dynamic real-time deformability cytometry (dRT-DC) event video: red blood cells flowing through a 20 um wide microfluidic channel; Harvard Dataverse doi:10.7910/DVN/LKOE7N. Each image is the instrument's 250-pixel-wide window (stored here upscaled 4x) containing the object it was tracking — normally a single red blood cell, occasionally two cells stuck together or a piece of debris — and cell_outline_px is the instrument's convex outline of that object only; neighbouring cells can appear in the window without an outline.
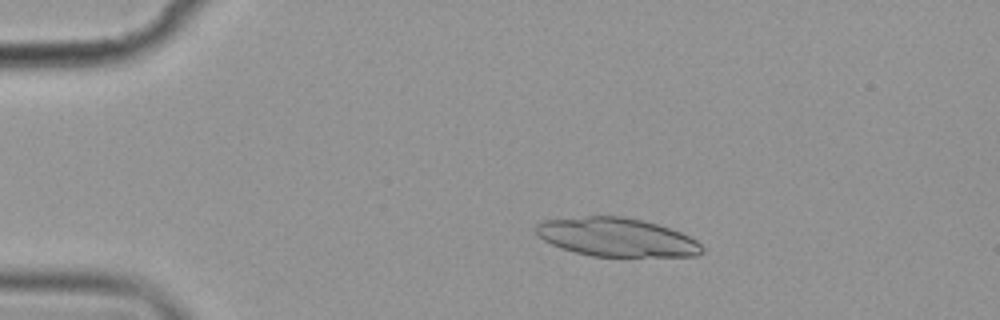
{"species": "common noctule bat (a hibernating species)", "species_latin": "Nyctalus noctula", "temperature_condition": "cold", "stored_images_in_passage": 4, "camera_frame_rate_fps": 3000, "um_per_image_px": 0.085, "animal": {"sex": "female", "body_mass_g": 19.9}, "frame": {"image": 1, "passage_image": 3, "time_ms": 2.333, "image_size_px": [1000, 320], "cell_outline_px": [[704, 252], [696, 256], [592, 256], [560, 248], [544, 240], [536, 232], [536, 224], [544, 220], [588, 216], [624, 216], [656, 224], [680, 232], [696, 240], [704, 248]], "centroid_in_image_um": [52.42, 20.17], "position_along_channel_um": 32.6, "area_um2": 37.05}}